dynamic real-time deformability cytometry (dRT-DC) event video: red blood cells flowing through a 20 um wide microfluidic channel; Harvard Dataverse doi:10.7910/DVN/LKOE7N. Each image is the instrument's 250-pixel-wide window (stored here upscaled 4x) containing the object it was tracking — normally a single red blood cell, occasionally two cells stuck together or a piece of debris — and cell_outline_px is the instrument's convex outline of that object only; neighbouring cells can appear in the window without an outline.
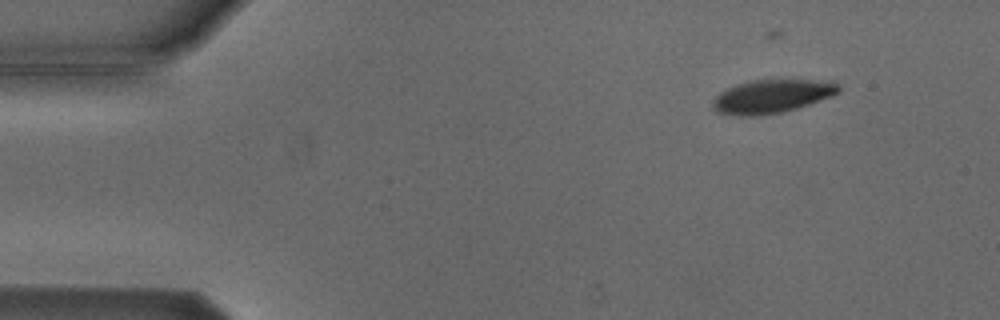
{"species": "Egyptian fruit bat (a non-hibernating species)", "species_latin": "Rousettus aegyptiacus", "temperature_condition": "cold", "stored_images_in_passage": 2, "camera_frame_rate_fps": 3000, "um_per_image_px": 0.085, "animal": {"sex": "male"}, "frame": {"image": 1, "passage_image": 2, "time_ms": 2.0, "image_size_px": [1000, 320], "cell_outline_px": [[840, 92], [832, 96], [796, 108], [780, 112], [752, 116], [740, 116], [716, 112], [712, 108], [712, 100], [720, 92], [736, 84], [752, 80], [836, 80], [840, 84]], "centroid_in_image_um": [65.63, 8.17], "position_along_channel_um": 19.4, "area_um2": 24.62}}